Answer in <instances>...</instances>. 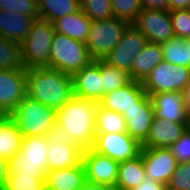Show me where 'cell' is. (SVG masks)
I'll return each instance as SVG.
<instances>
[{
  "label": "cell",
  "instance_id": "6da1fadb",
  "mask_svg": "<svg viewBox=\"0 0 190 190\" xmlns=\"http://www.w3.org/2000/svg\"><path fill=\"white\" fill-rule=\"evenodd\" d=\"M27 96L58 110L74 96L72 75L50 67L26 70Z\"/></svg>",
  "mask_w": 190,
  "mask_h": 190
},
{
  "label": "cell",
  "instance_id": "7a4b0ae2",
  "mask_svg": "<svg viewBox=\"0 0 190 190\" xmlns=\"http://www.w3.org/2000/svg\"><path fill=\"white\" fill-rule=\"evenodd\" d=\"M97 102L73 96L56 110V123L83 150L92 148L96 137Z\"/></svg>",
  "mask_w": 190,
  "mask_h": 190
},
{
  "label": "cell",
  "instance_id": "3957f363",
  "mask_svg": "<svg viewBox=\"0 0 190 190\" xmlns=\"http://www.w3.org/2000/svg\"><path fill=\"white\" fill-rule=\"evenodd\" d=\"M23 137L46 136L56 122V111L26 96L8 115Z\"/></svg>",
  "mask_w": 190,
  "mask_h": 190
},
{
  "label": "cell",
  "instance_id": "277c9868",
  "mask_svg": "<svg viewBox=\"0 0 190 190\" xmlns=\"http://www.w3.org/2000/svg\"><path fill=\"white\" fill-rule=\"evenodd\" d=\"M92 61L85 43L54 33L49 56L50 68L73 76Z\"/></svg>",
  "mask_w": 190,
  "mask_h": 190
},
{
  "label": "cell",
  "instance_id": "5b68a950",
  "mask_svg": "<svg viewBox=\"0 0 190 190\" xmlns=\"http://www.w3.org/2000/svg\"><path fill=\"white\" fill-rule=\"evenodd\" d=\"M54 33L51 22L41 18L35 19L28 35L20 44L21 61L26 70L49 67L50 49Z\"/></svg>",
  "mask_w": 190,
  "mask_h": 190
},
{
  "label": "cell",
  "instance_id": "8992f818",
  "mask_svg": "<svg viewBox=\"0 0 190 190\" xmlns=\"http://www.w3.org/2000/svg\"><path fill=\"white\" fill-rule=\"evenodd\" d=\"M129 23L115 17L93 20L86 46L93 60H103L119 43Z\"/></svg>",
  "mask_w": 190,
  "mask_h": 190
},
{
  "label": "cell",
  "instance_id": "52a82bcc",
  "mask_svg": "<svg viewBox=\"0 0 190 190\" xmlns=\"http://www.w3.org/2000/svg\"><path fill=\"white\" fill-rule=\"evenodd\" d=\"M190 79V68L161 61L142 82L144 91L150 97L164 92L184 90Z\"/></svg>",
  "mask_w": 190,
  "mask_h": 190
},
{
  "label": "cell",
  "instance_id": "ba28073f",
  "mask_svg": "<svg viewBox=\"0 0 190 190\" xmlns=\"http://www.w3.org/2000/svg\"><path fill=\"white\" fill-rule=\"evenodd\" d=\"M147 42L146 37L133 24H129L124 30L119 43L107 54L103 61L130 75L136 55L144 48Z\"/></svg>",
  "mask_w": 190,
  "mask_h": 190
},
{
  "label": "cell",
  "instance_id": "9c48e42d",
  "mask_svg": "<svg viewBox=\"0 0 190 190\" xmlns=\"http://www.w3.org/2000/svg\"><path fill=\"white\" fill-rule=\"evenodd\" d=\"M142 145L127 133L96 134L92 149L121 162L140 155Z\"/></svg>",
  "mask_w": 190,
  "mask_h": 190
},
{
  "label": "cell",
  "instance_id": "30bf717a",
  "mask_svg": "<svg viewBox=\"0 0 190 190\" xmlns=\"http://www.w3.org/2000/svg\"><path fill=\"white\" fill-rule=\"evenodd\" d=\"M133 25L151 43L162 44L175 37L169 10L142 9Z\"/></svg>",
  "mask_w": 190,
  "mask_h": 190
},
{
  "label": "cell",
  "instance_id": "8fae6325",
  "mask_svg": "<svg viewBox=\"0 0 190 190\" xmlns=\"http://www.w3.org/2000/svg\"><path fill=\"white\" fill-rule=\"evenodd\" d=\"M82 164L85 170L86 181L110 186L116 185L118 161L89 148L83 150Z\"/></svg>",
  "mask_w": 190,
  "mask_h": 190
},
{
  "label": "cell",
  "instance_id": "7c38bea8",
  "mask_svg": "<svg viewBox=\"0 0 190 190\" xmlns=\"http://www.w3.org/2000/svg\"><path fill=\"white\" fill-rule=\"evenodd\" d=\"M26 96V69L0 70V109L7 116Z\"/></svg>",
  "mask_w": 190,
  "mask_h": 190
},
{
  "label": "cell",
  "instance_id": "4fadbf2b",
  "mask_svg": "<svg viewBox=\"0 0 190 190\" xmlns=\"http://www.w3.org/2000/svg\"><path fill=\"white\" fill-rule=\"evenodd\" d=\"M147 97L148 94L144 91L142 82L131 80L119 89L104 93L98 104L123 115L139 107Z\"/></svg>",
  "mask_w": 190,
  "mask_h": 190
},
{
  "label": "cell",
  "instance_id": "5bb4252c",
  "mask_svg": "<svg viewBox=\"0 0 190 190\" xmlns=\"http://www.w3.org/2000/svg\"><path fill=\"white\" fill-rule=\"evenodd\" d=\"M140 154L145 168L146 177L167 185L178 165L175 156L168 148H141Z\"/></svg>",
  "mask_w": 190,
  "mask_h": 190
},
{
  "label": "cell",
  "instance_id": "9a60e30c",
  "mask_svg": "<svg viewBox=\"0 0 190 190\" xmlns=\"http://www.w3.org/2000/svg\"><path fill=\"white\" fill-rule=\"evenodd\" d=\"M154 115L170 122L188 123V109L182 91L157 93L150 96Z\"/></svg>",
  "mask_w": 190,
  "mask_h": 190
},
{
  "label": "cell",
  "instance_id": "2e32d148",
  "mask_svg": "<svg viewBox=\"0 0 190 190\" xmlns=\"http://www.w3.org/2000/svg\"><path fill=\"white\" fill-rule=\"evenodd\" d=\"M74 96L93 102L102 98V78L100 60H93L73 76Z\"/></svg>",
  "mask_w": 190,
  "mask_h": 190
},
{
  "label": "cell",
  "instance_id": "e0dca14e",
  "mask_svg": "<svg viewBox=\"0 0 190 190\" xmlns=\"http://www.w3.org/2000/svg\"><path fill=\"white\" fill-rule=\"evenodd\" d=\"M188 123L170 122L154 117L143 148H169L187 129Z\"/></svg>",
  "mask_w": 190,
  "mask_h": 190
},
{
  "label": "cell",
  "instance_id": "ac0fdd59",
  "mask_svg": "<svg viewBox=\"0 0 190 190\" xmlns=\"http://www.w3.org/2000/svg\"><path fill=\"white\" fill-rule=\"evenodd\" d=\"M123 117L126 121V133L142 145L155 117L151 98L148 96L139 107L124 113Z\"/></svg>",
  "mask_w": 190,
  "mask_h": 190
},
{
  "label": "cell",
  "instance_id": "d6986e66",
  "mask_svg": "<svg viewBox=\"0 0 190 190\" xmlns=\"http://www.w3.org/2000/svg\"><path fill=\"white\" fill-rule=\"evenodd\" d=\"M35 19L21 13L0 10V37L21 44Z\"/></svg>",
  "mask_w": 190,
  "mask_h": 190
},
{
  "label": "cell",
  "instance_id": "ffe728a7",
  "mask_svg": "<svg viewBox=\"0 0 190 190\" xmlns=\"http://www.w3.org/2000/svg\"><path fill=\"white\" fill-rule=\"evenodd\" d=\"M92 20L79 8L76 12L59 17L52 22L56 33L86 44Z\"/></svg>",
  "mask_w": 190,
  "mask_h": 190
},
{
  "label": "cell",
  "instance_id": "44dd1931",
  "mask_svg": "<svg viewBox=\"0 0 190 190\" xmlns=\"http://www.w3.org/2000/svg\"><path fill=\"white\" fill-rule=\"evenodd\" d=\"M85 181L82 162L74 167L48 171L45 176L46 190H79Z\"/></svg>",
  "mask_w": 190,
  "mask_h": 190
},
{
  "label": "cell",
  "instance_id": "7402d4cb",
  "mask_svg": "<svg viewBox=\"0 0 190 190\" xmlns=\"http://www.w3.org/2000/svg\"><path fill=\"white\" fill-rule=\"evenodd\" d=\"M161 61H163L161 44L147 42L132 63L131 80L143 82Z\"/></svg>",
  "mask_w": 190,
  "mask_h": 190
},
{
  "label": "cell",
  "instance_id": "603a6c76",
  "mask_svg": "<svg viewBox=\"0 0 190 190\" xmlns=\"http://www.w3.org/2000/svg\"><path fill=\"white\" fill-rule=\"evenodd\" d=\"M48 171L74 167L82 162L83 149L78 144L49 143Z\"/></svg>",
  "mask_w": 190,
  "mask_h": 190
},
{
  "label": "cell",
  "instance_id": "cb8c5ba5",
  "mask_svg": "<svg viewBox=\"0 0 190 190\" xmlns=\"http://www.w3.org/2000/svg\"><path fill=\"white\" fill-rule=\"evenodd\" d=\"M146 177L142 155L119 162L118 178L115 187L118 190H131L144 181Z\"/></svg>",
  "mask_w": 190,
  "mask_h": 190
},
{
  "label": "cell",
  "instance_id": "d4e9b609",
  "mask_svg": "<svg viewBox=\"0 0 190 190\" xmlns=\"http://www.w3.org/2000/svg\"><path fill=\"white\" fill-rule=\"evenodd\" d=\"M22 138L21 132L9 116L0 120V157L9 160L20 152Z\"/></svg>",
  "mask_w": 190,
  "mask_h": 190
},
{
  "label": "cell",
  "instance_id": "484cf974",
  "mask_svg": "<svg viewBox=\"0 0 190 190\" xmlns=\"http://www.w3.org/2000/svg\"><path fill=\"white\" fill-rule=\"evenodd\" d=\"M48 146L45 136H26L22 138L20 152L16 155L21 161L47 163Z\"/></svg>",
  "mask_w": 190,
  "mask_h": 190
},
{
  "label": "cell",
  "instance_id": "4316f807",
  "mask_svg": "<svg viewBox=\"0 0 190 190\" xmlns=\"http://www.w3.org/2000/svg\"><path fill=\"white\" fill-rule=\"evenodd\" d=\"M79 0H38L39 18L53 22L59 17L76 12Z\"/></svg>",
  "mask_w": 190,
  "mask_h": 190
},
{
  "label": "cell",
  "instance_id": "83f0119b",
  "mask_svg": "<svg viewBox=\"0 0 190 190\" xmlns=\"http://www.w3.org/2000/svg\"><path fill=\"white\" fill-rule=\"evenodd\" d=\"M96 134L126 133V121L122 114L108 110L97 104L96 108Z\"/></svg>",
  "mask_w": 190,
  "mask_h": 190
},
{
  "label": "cell",
  "instance_id": "f1b7e54d",
  "mask_svg": "<svg viewBox=\"0 0 190 190\" xmlns=\"http://www.w3.org/2000/svg\"><path fill=\"white\" fill-rule=\"evenodd\" d=\"M163 60L190 68V47L183 38L174 37L161 44Z\"/></svg>",
  "mask_w": 190,
  "mask_h": 190
},
{
  "label": "cell",
  "instance_id": "f546056e",
  "mask_svg": "<svg viewBox=\"0 0 190 190\" xmlns=\"http://www.w3.org/2000/svg\"><path fill=\"white\" fill-rule=\"evenodd\" d=\"M100 76L102 78V96L131 81L129 73L109 65L103 60H100Z\"/></svg>",
  "mask_w": 190,
  "mask_h": 190
},
{
  "label": "cell",
  "instance_id": "4dcf8cb0",
  "mask_svg": "<svg viewBox=\"0 0 190 190\" xmlns=\"http://www.w3.org/2000/svg\"><path fill=\"white\" fill-rule=\"evenodd\" d=\"M25 69L21 61L20 44L0 37V70Z\"/></svg>",
  "mask_w": 190,
  "mask_h": 190
},
{
  "label": "cell",
  "instance_id": "1f68e13d",
  "mask_svg": "<svg viewBox=\"0 0 190 190\" xmlns=\"http://www.w3.org/2000/svg\"><path fill=\"white\" fill-rule=\"evenodd\" d=\"M3 190H46L45 178H34V175L9 173Z\"/></svg>",
  "mask_w": 190,
  "mask_h": 190
},
{
  "label": "cell",
  "instance_id": "d6a6232c",
  "mask_svg": "<svg viewBox=\"0 0 190 190\" xmlns=\"http://www.w3.org/2000/svg\"><path fill=\"white\" fill-rule=\"evenodd\" d=\"M80 9L90 20H103L113 17L111 0H79Z\"/></svg>",
  "mask_w": 190,
  "mask_h": 190
},
{
  "label": "cell",
  "instance_id": "836d02e7",
  "mask_svg": "<svg viewBox=\"0 0 190 190\" xmlns=\"http://www.w3.org/2000/svg\"><path fill=\"white\" fill-rule=\"evenodd\" d=\"M9 173H20L21 175H34V178H45L48 172L47 163H32L21 161L15 154L8 160Z\"/></svg>",
  "mask_w": 190,
  "mask_h": 190
},
{
  "label": "cell",
  "instance_id": "e575fe53",
  "mask_svg": "<svg viewBox=\"0 0 190 190\" xmlns=\"http://www.w3.org/2000/svg\"><path fill=\"white\" fill-rule=\"evenodd\" d=\"M113 17L133 24L142 10L140 0H111Z\"/></svg>",
  "mask_w": 190,
  "mask_h": 190
},
{
  "label": "cell",
  "instance_id": "d590c367",
  "mask_svg": "<svg viewBox=\"0 0 190 190\" xmlns=\"http://www.w3.org/2000/svg\"><path fill=\"white\" fill-rule=\"evenodd\" d=\"M0 10L39 18L38 0H0Z\"/></svg>",
  "mask_w": 190,
  "mask_h": 190
},
{
  "label": "cell",
  "instance_id": "8d00e7d4",
  "mask_svg": "<svg viewBox=\"0 0 190 190\" xmlns=\"http://www.w3.org/2000/svg\"><path fill=\"white\" fill-rule=\"evenodd\" d=\"M168 190H190V161L178 163L168 183Z\"/></svg>",
  "mask_w": 190,
  "mask_h": 190
},
{
  "label": "cell",
  "instance_id": "74e56055",
  "mask_svg": "<svg viewBox=\"0 0 190 190\" xmlns=\"http://www.w3.org/2000/svg\"><path fill=\"white\" fill-rule=\"evenodd\" d=\"M170 17L175 37L187 38L190 36V12L187 9L171 10Z\"/></svg>",
  "mask_w": 190,
  "mask_h": 190
},
{
  "label": "cell",
  "instance_id": "f35d334b",
  "mask_svg": "<svg viewBox=\"0 0 190 190\" xmlns=\"http://www.w3.org/2000/svg\"><path fill=\"white\" fill-rule=\"evenodd\" d=\"M178 163L190 161V130L187 128L169 148Z\"/></svg>",
  "mask_w": 190,
  "mask_h": 190
},
{
  "label": "cell",
  "instance_id": "ab89813d",
  "mask_svg": "<svg viewBox=\"0 0 190 190\" xmlns=\"http://www.w3.org/2000/svg\"><path fill=\"white\" fill-rule=\"evenodd\" d=\"M48 143L54 144H76L71 139L70 135L65 132L63 127L58 123H54L53 128L46 134Z\"/></svg>",
  "mask_w": 190,
  "mask_h": 190
},
{
  "label": "cell",
  "instance_id": "60d3db41",
  "mask_svg": "<svg viewBox=\"0 0 190 190\" xmlns=\"http://www.w3.org/2000/svg\"><path fill=\"white\" fill-rule=\"evenodd\" d=\"M140 4L146 10H168V0H140Z\"/></svg>",
  "mask_w": 190,
  "mask_h": 190
},
{
  "label": "cell",
  "instance_id": "b9f144b4",
  "mask_svg": "<svg viewBox=\"0 0 190 190\" xmlns=\"http://www.w3.org/2000/svg\"><path fill=\"white\" fill-rule=\"evenodd\" d=\"M131 190H168L167 185L152 181L145 177L144 181Z\"/></svg>",
  "mask_w": 190,
  "mask_h": 190
},
{
  "label": "cell",
  "instance_id": "7bdbcfd3",
  "mask_svg": "<svg viewBox=\"0 0 190 190\" xmlns=\"http://www.w3.org/2000/svg\"><path fill=\"white\" fill-rule=\"evenodd\" d=\"M79 190H118L115 186L85 181Z\"/></svg>",
  "mask_w": 190,
  "mask_h": 190
},
{
  "label": "cell",
  "instance_id": "ee69618b",
  "mask_svg": "<svg viewBox=\"0 0 190 190\" xmlns=\"http://www.w3.org/2000/svg\"><path fill=\"white\" fill-rule=\"evenodd\" d=\"M9 175L8 160L0 157V188L5 185L7 177Z\"/></svg>",
  "mask_w": 190,
  "mask_h": 190
},
{
  "label": "cell",
  "instance_id": "f6af8a7d",
  "mask_svg": "<svg viewBox=\"0 0 190 190\" xmlns=\"http://www.w3.org/2000/svg\"><path fill=\"white\" fill-rule=\"evenodd\" d=\"M190 0H168V10L188 9Z\"/></svg>",
  "mask_w": 190,
  "mask_h": 190
},
{
  "label": "cell",
  "instance_id": "bcb514c9",
  "mask_svg": "<svg viewBox=\"0 0 190 190\" xmlns=\"http://www.w3.org/2000/svg\"><path fill=\"white\" fill-rule=\"evenodd\" d=\"M188 111H190V79L183 90Z\"/></svg>",
  "mask_w": 190,
  "mask_h": 190
},
{
  "label": "cell",
  "instance_id": "7dc6e473",
  "mask_svg": "<svg viewBox=\"0 0 190 190\" xmlns=\"http://www.w3.org/2000/svg\"><path fill=\"white\" fill-rule=\"evenodd\" d=\"M7 115L0 109V120L5 118Z\"/></svg>",
  "mask_w": 190,
  "mask_h": 190
},
{
  "label": "cell",
  "instance_id": "c3c4849f",
  "mask_svg": "<svg viewBox=\"0 0 190 190\" xmlns=\"http://www.w3.org/2000/svg\"><path fill=\"white\" fill-rule=\"evenodd\" d=\"M187 128L190 130V111H188V124Z\"/></svg>",
  "mask_w": 190,
  "mask_h": 190
},
{
  "label": "cell",
  "instance_id": "681fc988",
  "mask_svg": "<svg viewBox=\"0 0 190 190\" xmlns=\"http://www.w3.org/2000/svg\"><path fill=\"white\" fill-rule=\"evenodd\" d=\"M186 44L190 47V36L184 39Z\"/></svg>",
  "mask_w": 190,
  "mask_h": 190
}]
</instances>
